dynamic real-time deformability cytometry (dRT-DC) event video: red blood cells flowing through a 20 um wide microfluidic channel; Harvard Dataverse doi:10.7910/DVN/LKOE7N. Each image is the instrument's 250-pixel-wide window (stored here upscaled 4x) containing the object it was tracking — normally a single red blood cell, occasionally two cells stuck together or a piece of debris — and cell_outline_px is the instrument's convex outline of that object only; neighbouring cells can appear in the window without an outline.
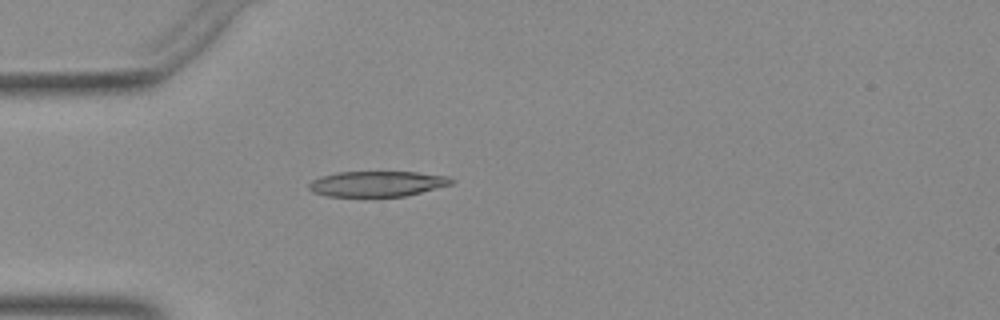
{"species": "Egyptian fruit bat (a non-hibernating species)", "species_latin": "Rousettus aegyptiacus", "temperature_condition": "warm", "stored_images_in_passage": 37, "camera_frame_rate_fps": 3000, "um_per_image_px": 0.085, "animal": {"sex": "female"}, "frame": {"image": 1, "passage_image": 1, "time_ms": 0.0, "image_size_px": [1000, 320], "cell_outline_px": [[456, 180], [452, 184], [404, 196], [328, 196], [312, 192], [308, 188], [308, 184], [312, 180], [320, 176], [336, 172], [416, 172], [448, 176]], "centroid_in_image_um": [32.04, 15.61], "position_along_channel_um": 53.0, "area_um2": 21.1}}
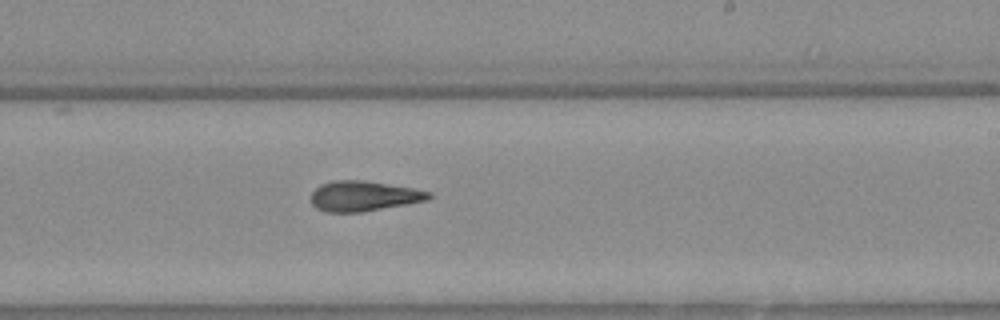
{"frame": {"image": 2, "passage_image": 17, "time_ms": 5.333, "image_size_px": [1000, 320], "cell_outline_px": [[432, 196], [428, 200], [360, 212], [328, 212], [316, 208], [312, 204], [312, 192], [320, 184], [332, 180], [364, 180], [412, 188], [432, 192]], "centroid_in_image_um": [30.9, 16.65], "position_along_channel_um": 258.1, "area_um2": 20.58}}
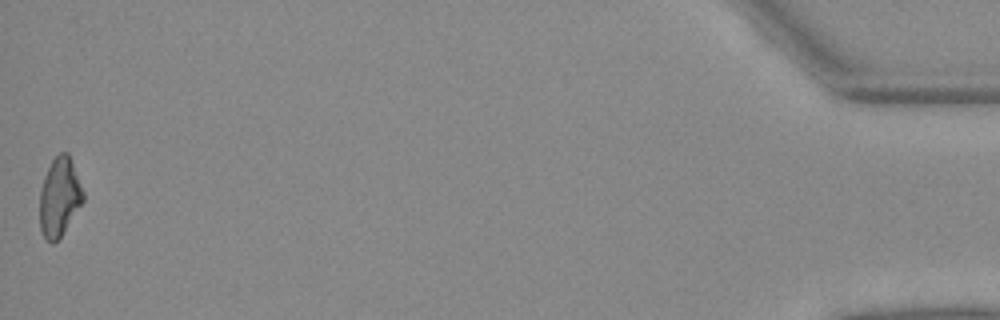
{"frame": {"image": 3, "passage_image": 37, "time_ms": 12.0, "image_size_px": [1000, 320], "cell_outline_px": [[84, 200], [60, 236], [52, 244], [44, 236], [40, 228], [40, 192], [44, 176], [52, 160], [60, 152], [68, 152], [84, 192]], "centroid_in_image_um": [5.05, 16.72], "position_along_channel_um": 430.1, "area_um2": 19.54}}